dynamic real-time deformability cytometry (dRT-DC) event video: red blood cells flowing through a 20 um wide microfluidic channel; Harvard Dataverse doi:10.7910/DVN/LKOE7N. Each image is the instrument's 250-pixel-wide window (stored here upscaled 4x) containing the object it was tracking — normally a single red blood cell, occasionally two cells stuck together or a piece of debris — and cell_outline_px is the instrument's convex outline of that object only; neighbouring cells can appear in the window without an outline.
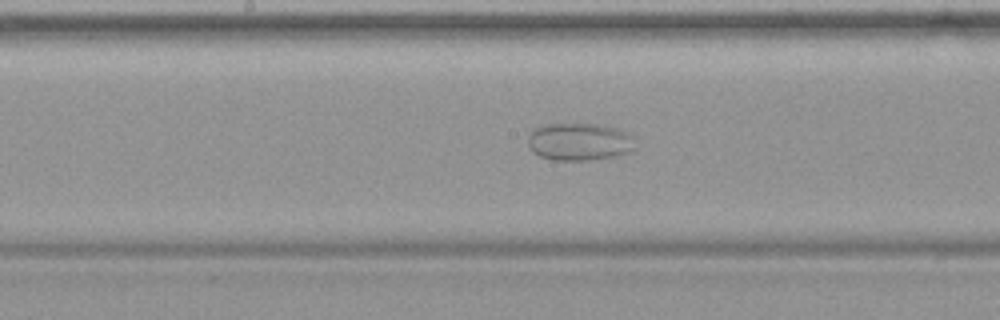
{"species": "common noctule bat (a hibernating species)", "species_latin": "Nyctalus noctula", "temperature_condition": "warm", "stored_images_in_passage": 49, "camera_frame_rate_fps": 3000, "um_per_image_px": 0.085, "animal": {"sex": "female", "body_mass_g": 19.9}, "frame": {"image": 1, "passage_image": 25, "time_ms": 8.0, "image_size_px": [1000, 320], "cell_outline_px": [[636, 148], [632, 152], [612, 156], [588, 160], [552, 160], [540, 156], [532, 152], [528, 148], [528, 136], [536, 128], [548, 124], [596, 124], [616, 128], [628, 132], [632, 136]], "centroid_in_image_um": [49.25, 12.05], "position_along_channel_um": 198.9, "area_um2": 23.52}}
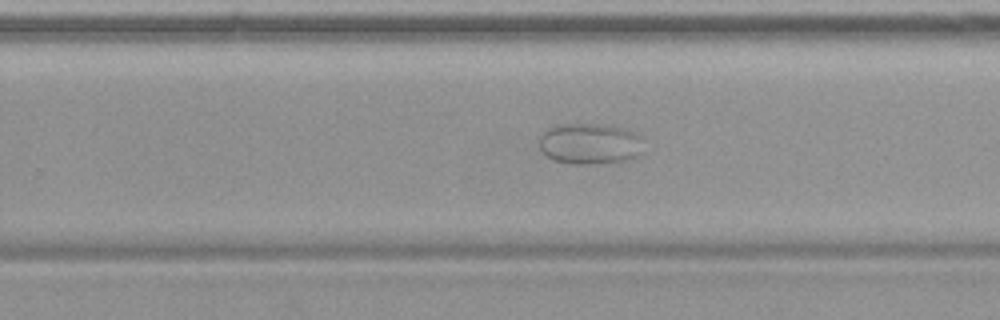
{"frame": {"image": 2, "passage_image": 31, "time_ms": 10.0, "image_size_px": [1000, 320], "cell_outline_px": [[640, 152], [636, 156], [628, 160], [592, 164], [568, 164], [552, 160], [540, 148], [540, 132], [556, 124], [596, 124], [624, 128], [636, 132], [640, 136]], "centroid_in_image_um": [50.08, 12.21], "position_along_channel_um": 279.7, "area_um2": 24.97}}
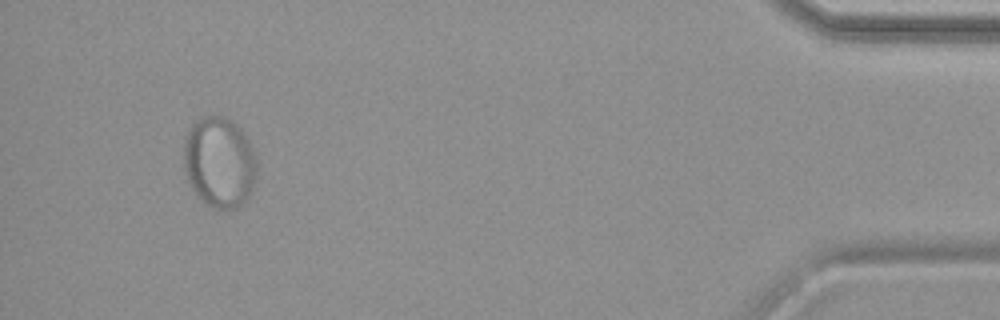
{"frame": {"image": 3, "passage_image": 46, "time_ms": 15.0, "image_size_px": [1000, 320], "cell_outline_px": [[256, 176], [252, 188], [248, 196], [236, 208], [228, 212], [212, 208], [192, 188], [188, 180], [184, 168], [184, 136], [192, 124], [196, 120], [204, 116], [224, 116], [232, 120], [240, 128], [248, 140], [256, 156]], "centroid_in_image_um": [18.64, 13.78], "position_along_channel_um": 416.6, "area_um2": 38.78}}